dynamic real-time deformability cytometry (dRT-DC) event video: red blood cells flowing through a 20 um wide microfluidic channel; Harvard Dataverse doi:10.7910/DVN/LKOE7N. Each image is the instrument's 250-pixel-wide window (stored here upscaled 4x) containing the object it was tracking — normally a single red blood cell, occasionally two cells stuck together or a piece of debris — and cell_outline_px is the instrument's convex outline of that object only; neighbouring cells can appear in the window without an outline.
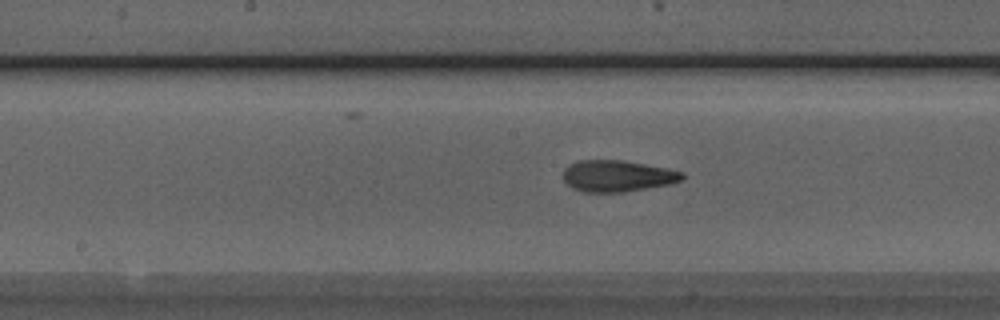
{"species": "Egyptian fruit bat (a non-hibernating species)", "species_latin": "Rousettus aegyptiacus", "temperature_condition": "room temperature", "stored_images_in_passage": 44, "camera_frame_rate_fps": 3000, "um_per_image_px": 0.085, "animal": {"sex": "male"}, "frame": {"image": 1, "passage_image": 25, "time_ms": 8.0, "image_size_px": [1000, 320], "cell_outline_px": [[684, 180], [668, 184], [624, 192], [584, 192], [572, 188], [564, 180], [564, 168], [568, 164], [580, 160], [624, 160], [668, 168], [684, 172]], "centroid_in_image_um": [52.49, 14.95], "position_along_channel_um": 195.7, "area_um2": 21.91}}
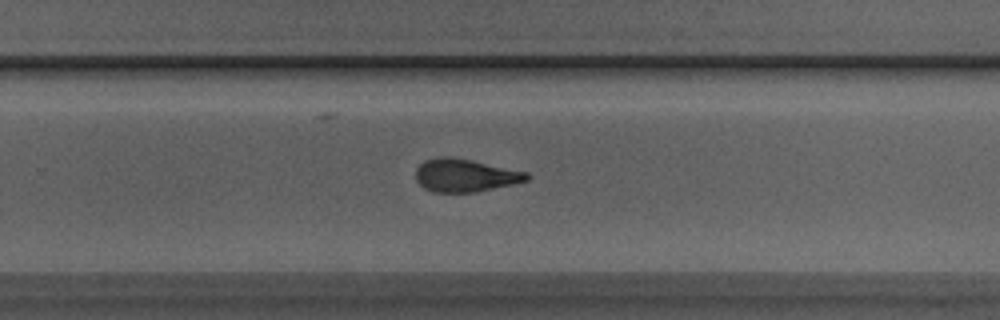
{"frame": {"image": 2, "passage_image": 32, "time_ms": 10.333, "image_size_px": [1000, 320], "cell_outline_px": [[532, 176], [528, 180], [512, 184], [476, 192], [432, 192], [424, 188], [416, 180], [416, 168], [424, 160], [436, 156], [452, 156], [472, 160], [528, 172]], "centroid_in_image_um": [39.52, 14.89], "position_along_channel_um": 290.3, "area_um2": 21.5}}
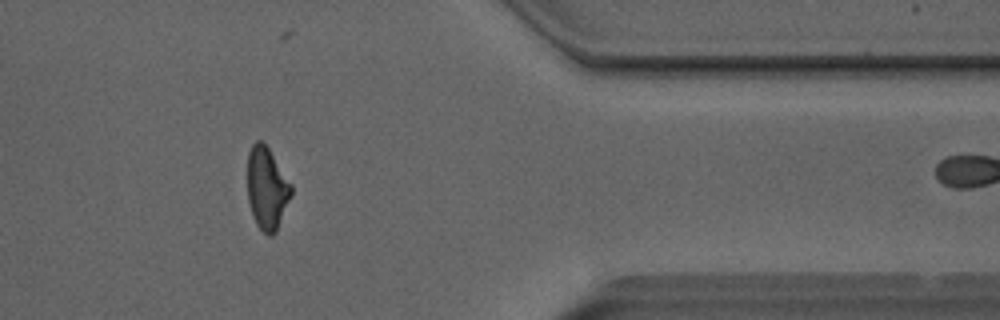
{"frame": {"image": 3, "passage_image": 41, "time_ms": 13.333, "image_size_px": [1000, 320], "cell_outline_px": [[292, 196], [276, 232], [272, 236], [268, 236], [256, 224], [252, 216], [248, 200], [248, 152], [252, 144], [256, 140], [264, 140], [292, 184]], "centroid_in_image_um": [22.7, 15.99], "position_along_channel_um": 388.7, "area_um2": 21.39}, "authors_computed_cell_mechanics": {"area_um2": 21.9351, "velocity_mm_per_s": 4.0723, "shape_relaxation_time_tau1_ms": 5.4961, "shape_relaxation_time_tau2_ms": 1.9837, "deformation_change_tau1": 0.1739, "deformation_change_tau2": 0.0976}}